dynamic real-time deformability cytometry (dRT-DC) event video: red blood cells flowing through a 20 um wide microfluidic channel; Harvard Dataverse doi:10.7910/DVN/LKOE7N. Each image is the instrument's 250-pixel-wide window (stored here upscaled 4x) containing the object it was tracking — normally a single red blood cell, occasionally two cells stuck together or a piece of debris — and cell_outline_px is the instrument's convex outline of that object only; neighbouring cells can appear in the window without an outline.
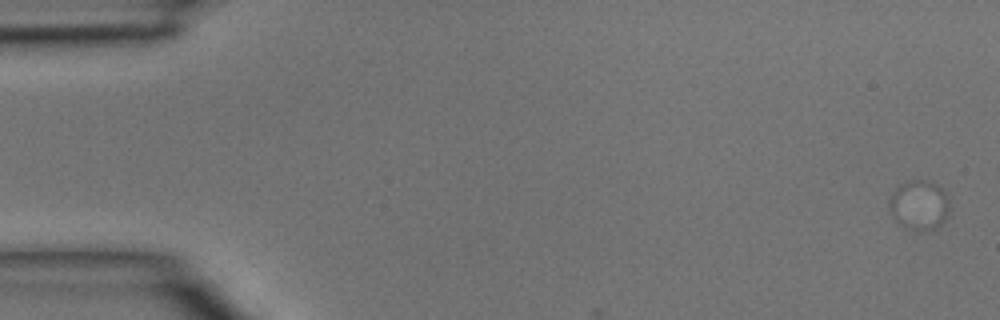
{"species": "common noctule bat (a hibernating species)", "species_latin": "Nyctalus noctula", "temperature_condition": "room temperature", "stored_images_in_passage": 3, "camera_frame_rate_fps": 3000, "um_per_image_px": 0.085, "animal": {"sex": "male", "body_mass_g": 15.6}, "frame": {"image": 1, "passage_image": 1, "time_ms": 0.0, "image_size_px": [1000, 320], "cell_outline_px": [[948, 216], [936, 228], [928, 232], [912, 232], [904, 228], [892, 216], [888, 208], [888, 204], [892, 192], [896, 188], [912, 180], [928, 180], [944, 188], [948, 200]], "centroid_in_image_um": [78.13, 17.48], "position_along_channel_um": 6.9, "area_um2": 17.86}}